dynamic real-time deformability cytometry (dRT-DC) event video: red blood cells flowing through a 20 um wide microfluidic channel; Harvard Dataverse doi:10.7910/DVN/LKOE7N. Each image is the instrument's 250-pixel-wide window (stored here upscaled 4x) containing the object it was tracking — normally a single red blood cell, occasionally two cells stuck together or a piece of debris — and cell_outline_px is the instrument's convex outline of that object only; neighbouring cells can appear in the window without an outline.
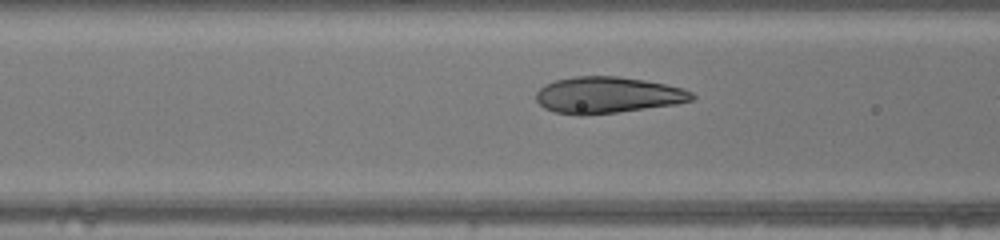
{"species": "human", "species_latin": "Homo sapiens", "temperature_condition": "warm", "stored_images_in_passage": 14, "camera_frame_rate_fps": 3000, "um_per_image_px": 0.085, "donor": {"sex": "female"}, "frame": {"image": 1, "passage_image": 12, "time_ms": 3.667, "image_size_px": [1000, 240], "cell_outline_px": [[696, 96], [692, 100], [676, 104], [616, 112], [584, 116], [576, 116], [556, 112], [544, 108], [536, 100], [536, 92], [544, 84], [556, 80], [576, 76], [620, 76], [644, 80], [684, 88], [692, 92]], "centroid_in_image_um": [51.63, 8.08], "position_along_channel_um": 115.0, "area_um2": 33.18}}